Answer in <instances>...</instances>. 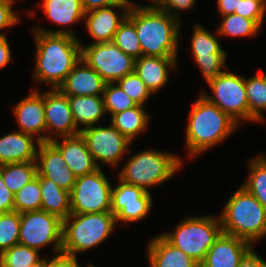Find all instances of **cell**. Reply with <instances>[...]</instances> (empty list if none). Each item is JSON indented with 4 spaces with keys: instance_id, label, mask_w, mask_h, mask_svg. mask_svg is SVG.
<instances>
[{
    "instance_id": "1",
    "label": "cell",
    "mask_w": 266,
    "mask_h": 267,
    "mask_svg": "<svg viewBox=\"0 0 266 267\" xmlns=\"http://www.w3.org/2000/svg\"><path fill=\"white\" fill-rule=\"evenodd\" d=\"M35 81L58 88L81 59V46L72 30L35 29Z\"/></svg>"
},
{
    "instance_id": "2",
    "label": "cell",
    "mask_w": 266,
    "mask_h": 267,
    "mask_svg": "<svg viewBox=\"0 0 266 267\" xmlns=\"http://www.w3.org/2000/svg\"><path fill=\"white\" fill-rule=\"evenodd\" d=\"M127 17L135 25L142 55L177 57L179 19L156 6L130 7Z\"/></svg>"
},
{
    "instance_id": "3",
    "label": "cell",
    "mask_w": 266,
    "mask_h": 267,
    "mask_svg": "<svg viewBox=\"0 0 266 267\" xmlns=\"http://www.w3.org/2000/svg\"><path fill=\"white\" fill-rule=\"evenodd\" d=\"M189 116L186 142L190 157L217 145L238 126L234 119L202 94L195 99Z\"/></svg>"
},
{
    "instance_id": "4",
    "label": "cell",
    "mask_w": 266,
    "mask_h": 267,
    "mask_svg": "<svg viewBox=\"0 0 266 267\" xmlns=\"http://www.w3.org/2000/svg\"><path fill=\"white\" fill-rule=\"evenodd\" d=\"M220 220L223 233L251 245L266 235V208L242 186L227 201Z\"/></svg>"
},
{
    "instance_id": "5",
    "label": "cell",
    "mask_w": 266,
    "mask_h": 267,
    "mask_svg": "<svg viewBox=\"0 0 266 267\" xmlns=\"http://www.w3.org/2000/svg\"><path fill=\"white\" fill-rule=\"evenodd\" d=\"M115 224L116 217L111 212L70 214L63 220L61 253L76 257L77 252L99 245Z\"/></svg>"
},
{
    "instance_id": "6",
    "label": "cell",
    "mask_w": 266,
    "mask_h": 267,
    "mask_svg": "<svg viewBox=\"0 0 266 267\" xmlns=\"http://www.w3.org/2000/svg\"><path fill=\"white\" fill-rule=\"evenodd\" d=\"M178 156L156 150L142 151L131 157L119 173V179L149 192V186L167 181L181 168Z\"/></svg>"
},
{
    "instance_id": "7",
    "label": "cell",
    "mask_w": 266,
    "mask_h": 267,
    "mask_svg": "<svg viewBox=\"0 0 266 267\" xmlns=\"http://www.w3.org/2000/svg\"><path fill=\"white\" fill-rule=\"evenodd\" d=\"M218 218L190 217L180 222L175 232L164 233L162 236L200 264L209 248L223 233L220 217Z\"/></svg>"
},
{
    "instance_id": "8",
    "label": "cell",
    "mask_w": 266,
    "mask_h": 267,
    "mask_svg": "<svg viewBox=\"0 0 266 267\" xmlns=\"http://www.w3.org/2000/svg\"><path fill=\"white\" fill-rule=\"evenodd\" d=\"M112 187L99 167L76 177L70 191L71 214L111 212Z\"/></svg>"
},
{
    "instance_id": "9",
    "label": "cell",
    "mask_w": 266,
    "mask_h": 267,
    "mask_svg": "<svg viewBox=\"0 0 266 267\" xmlns=\"http://www.w3.org/2000/svg\"><path fill=\"white\" fill-rule=\"evenodd\" d=\"M81 60L93 68L106 83H116L134 72L135 59L113 41L81 46Z\"/></svg>"
},
{
    "instance_id": "10",
    "label": "cell",
    "mask_w": 266,
    "mask_h": 267,
    "mask_svg": "<svg viewBox=\"0 0 266 267\" xmlns=\"http://www.w3.org/2000/svg\"><path fill=\"white\" fill-rule=\"evenodd\" d=\"M19 244L39 251L54 243L55 252L62 251L63 220L44 210L20 213Z\"/></svg>"
},
{
    "instance_id": "11",
    "label": "cell",
    "mask_w": 266,
    "mask_h": 267,
    "mask_svg": "<svg viewBox=\"0 0 266 267\" xmlns=\"http://www.w3.org/2000/svg\"><path fill=\"white\" fill-rule=\"evenodd\" d=\"M213 91V96L202 93L210 103L218 106L237 123L239 120H249L248 99L245 88V77L226 72L219 74L208 82Z\"/></svg>"
},
{
    "instance_id": "12",
    "label": "cell",
    "mask_w": 266,
    "mask_h": 267,
    "mask_svg": "<svg viewBox=\"0 0 266 267\" xmlns=\"http://www.w3.org/2000/svg\"><path fill=\"white\" fill-rule=\"evenodd\" d=\"M80 133L84 137L88 150L98 167L100 166L97 161H101V165L104 162L115 167L124 152H131L128 150V144L131 141L112 124L109 127L89 126L81 128Z\"/></svg>"
},
{
    "instance_id": "13",
    "label": "cell",
    "mask_w": 266,
    "mask_h": 267,
    "mask_svg": "<svg viewBox=\"0 0 266 267\" xmlns=\"http://www.w3.org/2000/svg\"><path fill=\"white\" fill-rule=\"evenodd\" d=\"M150 192L119 179V185L112 187L111 213L116 222H135L144 218L152 206Z\"/></svg>"
},
{
    "instance_id": "14",
    "label": "cell",
    "mask_w": 266,
    "mask_h": 267,
    "mask_svg": "<svg viewBox=\"0 0 266 267\" xmlns=\"http://www.w3.org/2000/svg\"><path fill=\"white\" fill-rule=\"evenodd\" d=\"M44 109L46 131L53 134L58 133L62 137L80 133L81 129L75 125L68 96L64 95L58 88H51L44 93Z\"/></svg>"
},
{
    "instance_id": "15",
    "label": "cell",
    "mask_w": 266,
    "mask_h": 267,
    "mask_svg": "<svg viewBox=\"0 0 266 267\" xmlns=\"http://www.w3.org/2000/svg\"><path fill=\"white\" fill-rule=\"evenodd\" d=\"M37 148V176L51 179L70 192L75 185L76 176L67 166L59 149L51 141H42Z\"/></svg>"
},
{
    "instance_id": "16",
    "label": "cell",
    "mask_w": 266,
    "mask_h": 267,
    "mask_svg": "<svg viewBox=\"0 0 266 267\" xmlns=\"http://www.w3.org/2000/svg\"><path fill=\"white\" fill-rule=\"evenodd\" d=\"M34 136L16 131L9 133L0 138V166L5 164H12L17 162L36 161L37 149L36 147L42 141H51V135H38L36 141ZM37 144V146H35Z\"/></svg>"
},
{
    "instance_id": "17",
    "label": "cell",
    "mask_w": 266,
    "mask_h": 267,
    "mask_svg": "<svg viewBox=\"0 0 266 267\" xmlns=\"http://www.w3.org/2000/svg\"><path fill=\"white\" fill-rule=\"evenodd\" d=\"M252 245L240 238L222 233L209 248L200 267H238Z\"/></svg>"
},
{
    "instance_id": "18",
    "label": "cell",
    "mask_w": 266,
    "mask_h": 267,
    "mask_svg": "<svg viewBox=\"0 0 266 267\" xmlns=\"http://www.w3.org/2000/svg\"><path fill=\"white\" fill-rule=\"evenodd\" d=\"M105 85L103 78L80 59L58 89L67 96H101Z\"/></svg>"
},
{
    "instance_id": "19",
    "label": "cell",
    "mask_w": 266,
    "mask_h": 267,
    "mask_svg": "<svg viewBox=\"0 0 266 267\" xmlns=\"http://www.w3.org/2000/svg\"><path fill=\"white\" fill-rule=\"evenodd\" d=\"M112 8H122L124 13L117 15ZM129 9L127 4H117L86 12L84 16L88 19L86 27L89 34L96 40L94 43L112 42L119 26L128 16Z\"/></svg>"
},
{
    "instance_id": "20",
    "label": "cell",
    "mask_w": 266,
    "mask_h": 267,
    "mask_svg": "<svg viewBox=\"0 0 266 267\" xmlns=\"http://www.w3.org/2000/svg\"><path fill=\"white\" fill-rule=\"evenodd\" d=\"M62 138V143L55 138L51 142L59 149L67 166L76 177L92 173L99 168L81 133Z\"/></svg>"
},
{
    "instance_id": "21",
    "label": "cell",
    "mask_w": 266,
    "mask_h": 267,
    "mask_svg": "<svg viewBox=\"0 0 266 267\" xmlns=\"http://www.w3.org/2000/svg\"><path fill=\"white\" fill-rule=\"evenodd\" d=\"M14 115L20 125V131L35 135L46 131L44 93L33 91L14 107Z\"/></svg>"
},
{
    "instance_id": "22",
    "label": "cell",
    "mask_w": 266,
    "mask_h": 267,
    "mask_svg": "<svg viewBox=\"0 0 266 267\" xmlns=\"http://www.w3.org/2000/svg\"><path fill=\"white\" fill-rule=\"evenodd\" d=\"M177 57H154L142 55L135 59L134 71L151 93H155L168 81V69L176 66Z\"/></svg>"
},
{
    "instance_id": "23",
    "label": "cell",
    "mask_w": 266,
    "mask_h": 267,
    "mask_svg": "<svg viewBox=\"0 0 266 267\" xmlns=\"http://www.w3.org/2000/svg\"><path fill=\"white\" fill-rule=\"evenodd\" d=\"M151 267H200L193 258L171 245L162 235L148 244Z\"/></svg>"
},
{
    "instance_id": "24",
    "label": "cell",
    "mask_w": 266,
    "mask_h": 267,
    "mask_svg": "<svg viewBox=\"0 0 266 267\" xmlns=\"http://www.w3.org/2000/svg\"><path fill=\"white\" fill-rule=\"evenodd\" d=\"M41 210L65 220L71 214L70 192L59 187L51 179L39 177Z\"/></svg>"
},
{
    "instance_id": "25",
    "label": "cell",
    "mask_w": 266,
    "mask_h": 267,
    "mask_svg": "<svg viewBox=\"0 0 266 267\" xmlns=\"http://www.w3.org/2000/svg\"><path fill=\"white\" fill-rule=\"evenodd\" d=\"M75 125L94 126L106 113L103 96H68Z\"/></svg>"
},
{
    "instance_id": "26",
    "label": "cell",
    "mask_w": 266,
    "mask_h": 267,
    "mask_svg": "<svg viewBox=\"0 0 266 267\" xmlns=\"http://www.w3.org/2000/svg\"><path fill=\"white\" fill-rule=\"evenodd\" d=\"M44 13L54 23L69 25L84 18L81 0H43Z\"/></svg>"
},
{
    "instance_id": "27",
    "label": "cell",
    "mask_w": 266,
    "mask_h": 267,
    "mask_svg": "<svg viewBox=\"0 0 266 267\" xmlns=\"http://www.w3.org/2000/svg\"><path fill=\"white\" fill-rule=\"evenodd\" d=\"M149 115L143 106L137 105L111 116V124L132 142L147 127Z\"/></svg>"
},
{
    "instance_id": "28",
    "label": "cell",
    "mask_w": 266,
    "mask_h": 267,
    "mask_svg": "<svg viewBox=\"0 0 266 267\" xmlns=\"http://www.w3.org/2000/svg\"><path fill=\"white\" fill-rule=\"evenodd\" d=\"M5 186L15 195L22 187L37 176V162H17L1 165Z\"/></svg>"
},
{
    "instance_id": "29",
    "label": "cell",
    "mask_w": 266,
    "mask_h": 267,
    "mask_svg": "<svg viewBox=\"0 0 266 267\" xmlns=\"http://www.w3.org/2000/svg\"><path fill=\"white\" fill-rule=\"evenodd\" d=\"M246 95L249 107V120L261 121V111L266 110V74L259 72L258 75L249 79L245 78Z\"/></svg>"
},
{
    "instance_id": "30",
    "label": "cell",
    "mask_w": 266,
    "mask_h": 267,
    "mask_svg": "<svg viewBox=\"0 0 266 267\" xmlns=\"http://www.w3.org/2000/svg\"><path fill=\"white\" fill-rule=\"evenodd\" d=\"M249 167L250 175L242 187L266 208V157L251 160Z\"/></svg>"
},
{
    "instance_id": "31",
    "label": "cell",
    "mask_w": 266,
    "mask_h": 267,
    "mask_svg": "<svg viewBox=\"0 0 266 267\" xmlns=\"http://www.w3.org/2000/svg\"><path fill=\"white\" fill-rule=\"evenodd\" d=\"M40 179L36 176L14 196V211L19 213L41 210Z\"/></svg>"
},
{
    "instance_id": "32",
    "label": "cell",
    "mask_w": 266,
    "mask_h": 267,
    "mask_svg": "<svg viewBox=\"0 0 266 267\" xmlns=\"http://www.w3.org/2000/svg\"><path fill=\"white\" fill-rule=\"evenodd\" d=\"M260 26L251 19H247L236 13L223 16V21L218 32L224 36H256Z\"/></svg>"
},
{
    "instance_id": "33",
    "label": "cell",
    "mask_w": 266,
    "mask_h": 267,
    "mask_svg": "<svg viewBox=\"0 0 266 267\" xmlns=\"http://www.w3.org/2000/svg\"><path fill=\"white\" fill-rule=\"evenodd\" d=\"M38 252L28 246L14 245L0 253V267H31L42 259Z\"/></svg>"
},
{
    "instance_id": "34",
    "label": "cell",
    "mask_w": 266,
    "mask_h": 267,
    "mask_svg": "<svg viewBox=\"0 0 266 267\" xmlns=\"http://www.w3.org/2000/svg\"><path fill=\"white\" fill-rule=\"evenodd\" d=\"M194 33L191 41V49L194 58L212 57V54H226L221 48L219 41L201 25L194 26Z\"/></svg>"
},
{
    "instance_id": "35",
    "label": "cell",
    "mask_w": 266,
    "mask_h": 267,
    "mask_svg": "<svg viewBox=\"0 0 266 267\" xmlns=\"http://www.w3.org/2000/svg\"><path fill=\"white\" fill-rule=\"evenodd\" d=\"M113 42L127 55L134 59L142 56L141 45L134 23L126 17L115 33Z\"/></svg>"
},
{
    "instance_id": "36",
    "label": "cell",
    "mask_w": 266,
    "mask_h": 267,
    "mask_svg": "<svg viewBox=\"0 0 266 267\" xmlns=\"http://www.w3.org/2000/svg\"><path fill=\"white\" fill-rule=\"evenodd\" d=\"M20 213H0V253L19 244Z\"/></svg>"
},
{
    "instance_id": "37",
    "label": "cell",
    "mask_w": 266,
    "mask_h": 267,
    "mask_svg": "<svg viewBox=\"0 0 266 267\" xmlns=\"http://www.w3.org/2000/svg\"><path fill=\"white\" fill-rule=\"evenodd\" d=\"M102 96L105 112L108 111L111 116L137 106L117 83H106Z\"/></svg>"
},
{
    "instance_id": "38",
    "label": "cell",
    "mask_w": 266,
    "mask_h": 267,
    "mask_svg": "<svg viewBox=\"0 0 266 267\" xmlns=\"http://www.w3.org/2000/svg\"><path fill=\"white\" fill-rule=\"evenodd\" d=\"M116 83L121 89L137 104L143 106L145 101L151 95L150 90L146 87L144 82L139 78L136 72H132Z\"/></svg>"
},
{
    "instance_id": "39",
    "label": "cell",
    "mask_w": 266,
    "mask_h": 267,
    "mask_svg": "<svg viewBox=\"0 0 266 267\" xmlns=\"http://www.w3.org/2000/svg\"><path fill=\"white\" fill-rule=\"evenodd\" d=\"M226 55L227 54H212V57L194 58L207 83L224 72L221 71V68L225 67Z\"/></svg>"
},
{
    "instance_id": "40",
    "label": "cell",
    "mask_w": 266,
    "mask_h": 267,
    "mask_svg": "<svg viewBox=\"0 0 266 267\" xmlns=\"http://www.w3.org/2000/svg\"><path fill=\"white\" fill-rule=\"evenodd\" d=\"M265 10L266 0H242L239 5V11H235V13L244 18L254 20L261 27Z\"/></svg>"
},
{
    "instance_id": "41",
    "label": "cell",
    "mask_w": 266,
    "mask_h": 267,
    "mask_svg": "<svg viewBox=\"0 0 266 267\" xmlns=\"http://www.w3.org/2000/svg\"><path fill=\"white\" fill-rule=\"evenodd\" d=\"M14 1L0 0V30L19 22V17L12 11ZM0 37H6V35L3 33Z\"/></svg>"
},
{
    "instance_id": "42",
    "label": "cell",
    "mask_w": 266,
    "mask_h": 267,
    "mask_svg": "<svg viewBox=\"0 0 266 267\" xmlns=\"http://www.w3.org/2000/svg\"><path fill=\"white\" fill-rule=\"evenodd\" d=\"M195 1L196 0H159L156 7L177 18V15L173 14L172 10L182 11L190 9L195 4Z\"/></svg>"
},
{
    "instance_id": "43",
    "label": "cell",
    "mask_w": 266,
    "mask_h": 267,
    "mask_svg": "<svg viewBox=\"0 0 266 267\" xmlns=\"http://www.w3.org/2000/svg\"><path fill=\"white\" fill-rule=\"evenodd\" d=\"M14 196L3 182L0 166V213L14 211Z\"/></svg>"
},
{
    "instance_id": "44",
    "label": "cell",
    "mask_w": 266,
    "mask_h": 267,
    "mask_svg": "<svg viewBox=\"0 0 266 267\" xmlns=\"http://www.w3.org/2000/svg\"><path fill=\"white\" fill-rule=\"evenodd\" d=\"M238 267H266V261L259 257L251 248L241 259Z\"/></svg>"
},
{
    "instance_id": "45",
    "label": "cell",
    "mask_w": 266,
    "mask_h": 267,
    "mask_svg": "<svg viewBox=\"0 0 266 267\" xmlns=\"http://www.w3.org/2000/svg\"><path fill=\"white\" fill-rule=\"evenodd\" d=\"M85 12L117 4H125L123 0H81Z\"/></svg>"
},
{
    "instance_id": "46",
    "label": "cell",
    "mask_w": 266,
    "mask_h": 267,
    "mask_svg": "<svg viewBox=\"0 0 266 267\" xmlns=\"http://www.w3.org/2000/svg\"><path fill=\"white\" fill-rule=\"evenodd\" d=\"M242 0H217L218 10L222 16L235 13L239 11V5Z\"/></svg>"
},
{
    "instance_id": "47",
    "label": "cell",
    "mask_w": 266,
    "mask_h": 267,
    "mask_svg": "<svg viewBox=\"0 0 266 267\" xmlns=\"http://www.w3.org/2000/svg\"><path fill=\"white\" fill-rule=\"evenodd\" d=\"M51 267H81L77 264L76 257L58 254L51 260Z\"/></svg>"
},
{
    "instance_id": "48",
    "label": "cell",
    "mask_w": 266,
    "mask_h": 267,
    "mask_svg": "<svg viewBox=\"0 0 266 267\" xmlns=\"http://www.w3.org/2000/svg\"><path fill=\"white\" fill-rule=\"evenodd\" d=\"M11 60V51L6 37H0V69Z\"/></svg>"
},
{
    "instance_id": "49",
    "label": "cell",
    "mask_w": 266,
    "mask_h": 267,
    "mask_svg": "<svg viewBox=\"0 0 266 267\" xmlns=\"http://www.w3.org/2000/svg\"><path fill=\"white\" fill-rule=\"evenodd\" d=\"M31 267H51V260L47 261V259H41L39 260L37 263H35L33 266Z\"/></svg>"
},
{
    "instance_id": "50",
    "label": "cell",
    "mask_w": 266,
    "mask_h": 267,
    "mask_svg": "<svg viewBox=\"0 0 266 267\" xmlns=\"http://www.w3.org/2000/svg\"><path fill=\"white\" fill-rule=\"evenodd\" d=\"M125 4H127L129 7H133L135 5H133L130 0H123ZM152 3H154L153 5H147V6H156V4L158 3L159 0H151Z\"/></svg>"
}]
</instances>
